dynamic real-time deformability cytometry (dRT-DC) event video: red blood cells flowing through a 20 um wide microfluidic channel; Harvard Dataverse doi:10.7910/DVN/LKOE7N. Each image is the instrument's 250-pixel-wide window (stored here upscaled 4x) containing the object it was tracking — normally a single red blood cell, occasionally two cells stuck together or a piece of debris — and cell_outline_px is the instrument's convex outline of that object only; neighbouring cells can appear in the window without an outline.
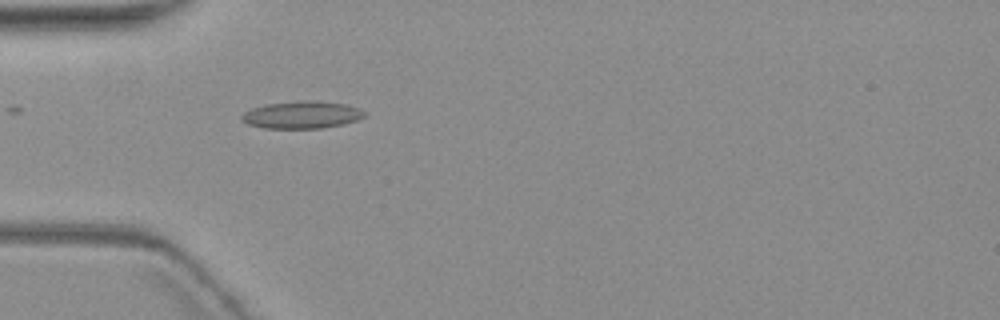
{"species": "common noctule bat (a hibernating species)", "species_latin": "Nyctalus noctula", "temperature_condition": "warm", "stored_images_in_passage": 3, "camera_frame_rate_fps": 3000, "um_per_image_px": 0.085, "animal": {"sex": "female", "body_mass_g": 19.3, "forearm_length_mm": 54.1}, "frame": {"image": 1, "passage_image": 3, "time_ms": 2.333, "image_size_px": [1000, 320], "cell_outline_px": [[368, 112], [364, 116], [356, 120], [344, 124], [320, 128], [264, 128], [248, 124], [240, 120], [240, 116], [244, 112], [252, 108], [264, 104], [300, 100], [312, 100], [344, 104]], "centroid_in_image_um": [25.61, 9.75], "position_along_channel_um": 59.4, "area_um2": 19.59}}